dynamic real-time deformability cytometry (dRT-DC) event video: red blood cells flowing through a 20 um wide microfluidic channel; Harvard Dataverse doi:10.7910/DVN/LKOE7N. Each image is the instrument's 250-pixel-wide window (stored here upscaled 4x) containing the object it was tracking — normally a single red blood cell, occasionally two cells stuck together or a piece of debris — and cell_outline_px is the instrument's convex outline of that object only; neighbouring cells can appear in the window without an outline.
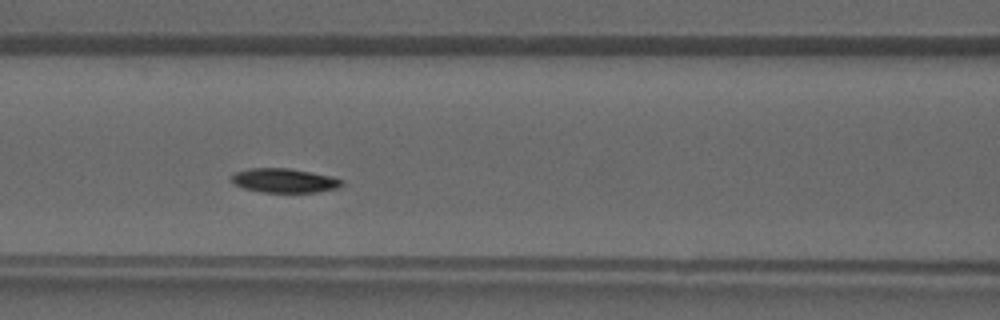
{"species": "common noctule bat (a hibernating species)", "species_latin": "Nyctalus noctula", "temperature_condition": "warm", "stored_images_in_passage": 36, "camera_frame_rate_fps": 3000, "um_per_image_px": 0.085, "animal": {"sex": "male", "forearm_length_mm": 52.5}, "frame": {"image": 1, "passage_image": 12, "time_ms": 3.667, "image_size_px": [1000, 320], "cell_outline_px": [[344, 184], [340, 188], [316, 192], [260, 192], [244, 188], [236, 184], [232, 180], [232, 176], [236, 172], [248, 168], [288, 168], [332, 176], [344, 180]], "centroid_in_image_um": [24.23, 15.35], "position_along_channel_um": 142.4, "area_um2": 15.55}}
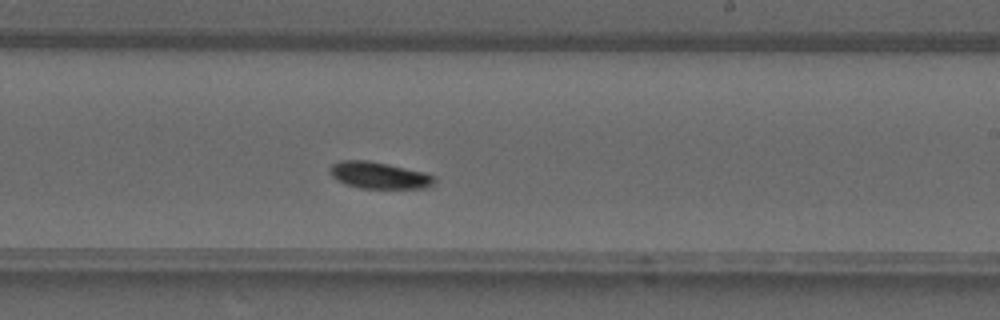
{"frame": {"image": 2, "passage_image": 19, "time_ms": 6.0, "image_size_px": [1000, 320], "cell_outline_px": [[436, 180], [428, 188], [360, 188], [344, 184], [336, 180], [332, 176], [328, 168], [332, 164], [340, 160], [368, 160], [388, 164], [424, 172], [432, 176]], "centroid_in_image_um": [32.17, 14.9], "position_along_channel_um": 256.8, "area_um2": 16.3}}
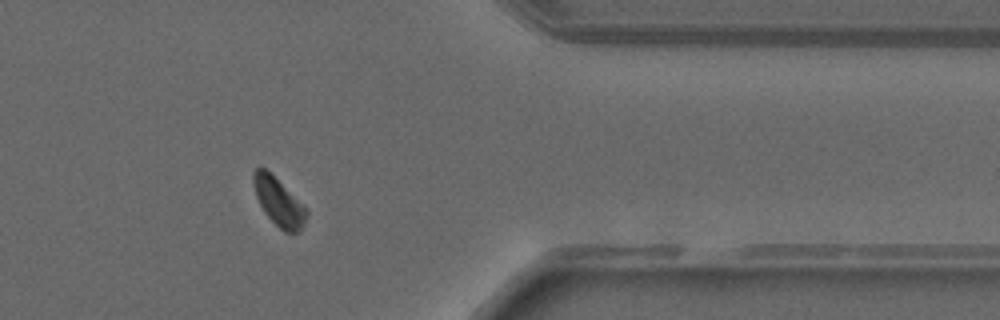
{"frame": {"image": 3, "passage_image": 28, "time_ms": 9.0, "image_size_px": [1000, 320], "cell_outline_px": [[308, 212], [304, 224], [296, 232], [284, 232], [264, 212], [256, 196], [252, 184], [252, 172], [256, 168], [264, 168], [308, 208]], "centroid_in_image_um": [23.68, 17.15], "position_along_channel_um": 387.7, "area_um2": 14.57}}